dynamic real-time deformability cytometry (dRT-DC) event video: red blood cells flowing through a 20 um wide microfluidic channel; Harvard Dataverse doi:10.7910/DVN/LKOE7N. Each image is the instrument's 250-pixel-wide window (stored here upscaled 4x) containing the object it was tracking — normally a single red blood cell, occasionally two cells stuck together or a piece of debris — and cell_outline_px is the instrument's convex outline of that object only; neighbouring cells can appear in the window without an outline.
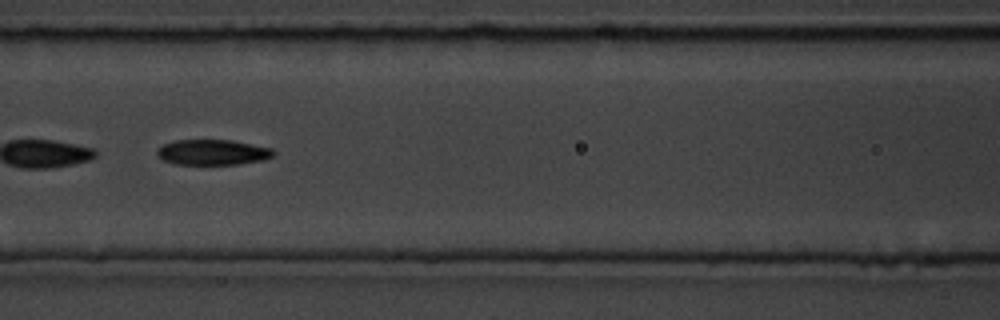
{"species": "common noctule bat (a hibernating species)", "species_latin": "Nyctalus noctula", "temperature_condition": "room temperature", "stored_images_in_passage": 47, "segment_of_instrument_passage": [2, 2], "camera_frame_rate_fps": 3000, "um_per_image_px": 0.085, "animal": {"sex": "male", "body_mass_g": 19.5, "forearm_length_mm": 54.6}, "frame": {"image": 1, "passage_image": 16, "time_ms": 5.0, "image_size_px": [1000, 320], "cell_outline_px": [[276, 152], [272, 156], [264, 160], [240, 164], [176, 164], [164, 160], [156, 156], [156, 152], [164, 144], [176, 140], [232, 140], [272, 148]], "centroid_in_image_um": [18.1, 12.94], "position_along_channel_um": 148.5, "area_um2": 17.22}}
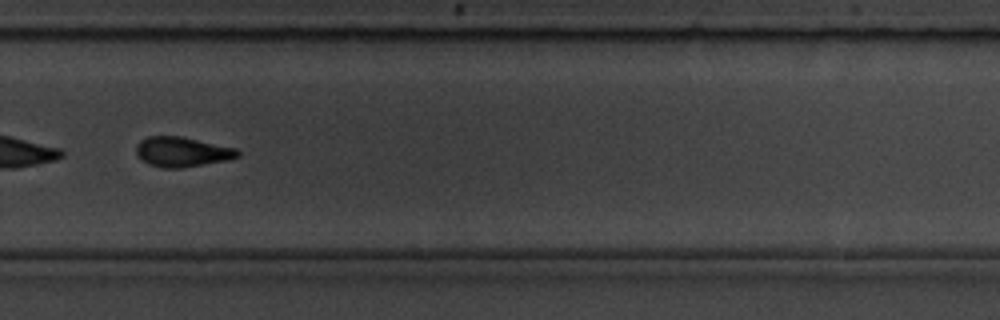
{"frame": {"image": 2, "passage_image": 30, "time_ms": 9.667, "image_size_px": [1000, 320], "cell_outline_px": [[240, 156], [228, 160], [184, 168], [164, 168], [148, 164], [140, 160], [136, 156], [136, 144], [140, 140], [148, 136], [180, 136], [236, 148], [240, 152]], "centroid_in_image_um": [15.45, 12.92], "position_along_channel_um": 314.4, "area_um2": 17.92}}